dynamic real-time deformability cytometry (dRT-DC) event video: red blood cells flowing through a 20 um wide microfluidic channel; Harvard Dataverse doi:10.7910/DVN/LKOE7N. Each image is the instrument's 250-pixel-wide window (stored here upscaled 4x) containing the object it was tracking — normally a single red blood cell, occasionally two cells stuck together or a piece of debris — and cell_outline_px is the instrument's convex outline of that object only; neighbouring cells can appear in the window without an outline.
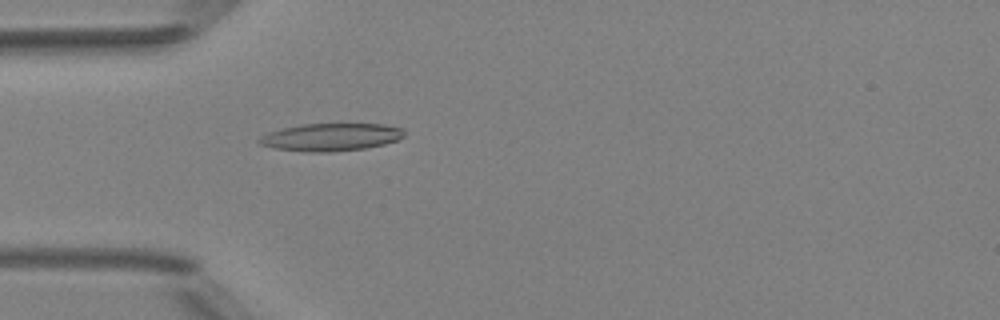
{"species": "Egyptian fruit bat (a non-hibernating species)", "species_latin": "Rousettus aegyptiacus", "temperature_condition": "room temperature", "stored_images_in_passage": 2, "camera_frame_rate_fps": 3000, "um_per_image_px": 0.085, "animal": {"sex": "female"}, "frame": {"image": 1, "passage_image": 2, "time_ms": 1.0, "image_size_px": [1000, 320], "cell_outline_px": [[404, 136], [396, 140], [384, 144], [364, 148], [324, 152], [312, 152], [272, 148], [260, 144], [256, 140], [260, 136], [268, 132], [280, 128], [300, 124], [384, 124], [404, 128]], "centroid_in_image_um": [28.09, 11.64], "position_along_channel_um": 56.9, "area_um2": 23.35}}